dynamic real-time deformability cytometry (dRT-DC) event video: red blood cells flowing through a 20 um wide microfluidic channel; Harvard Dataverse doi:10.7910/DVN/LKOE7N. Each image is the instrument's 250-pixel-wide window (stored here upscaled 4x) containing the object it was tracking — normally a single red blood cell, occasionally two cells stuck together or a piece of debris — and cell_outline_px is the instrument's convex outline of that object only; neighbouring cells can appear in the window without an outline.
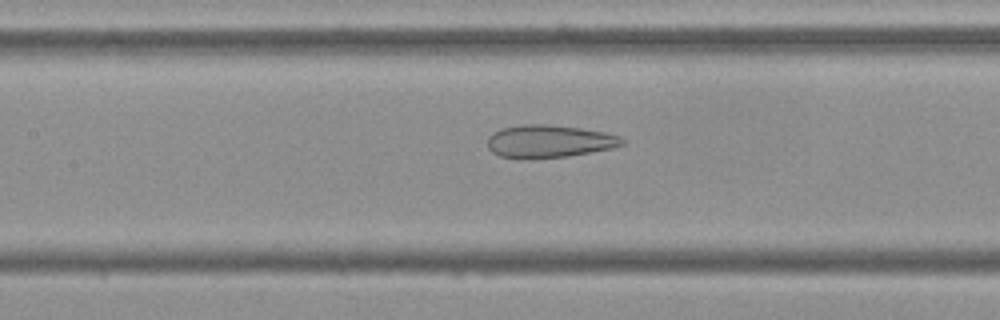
{"species": "Egyptian fruit bat (a non-hibernating species)", "species_latin": "Rousettus aegyptiacus", "temperature_condition": "cold", "stored_images_in_passage": 41, "camera_frame_rate_fps": 3000, "um_per_image_px": 0.085, "frame": {"image": 1, "passage_image": 11, "time_ms": 3.333, "image_size_px": [1000, 320], "cell_outline_px": [[628, 140], [624, 144], [612, 148], [568, 156], [532, 160], [500, 156], [492, 152], [488, 148], [488, 136], [492, 132], [500, 128], [524, 124], [548, 124], [580, 128], [604, 132], [620, 136]], "centroid_in_image_um": [46.66, 12.02], "position_along_channel_um": 160.7, "area_um2": 26.07}}
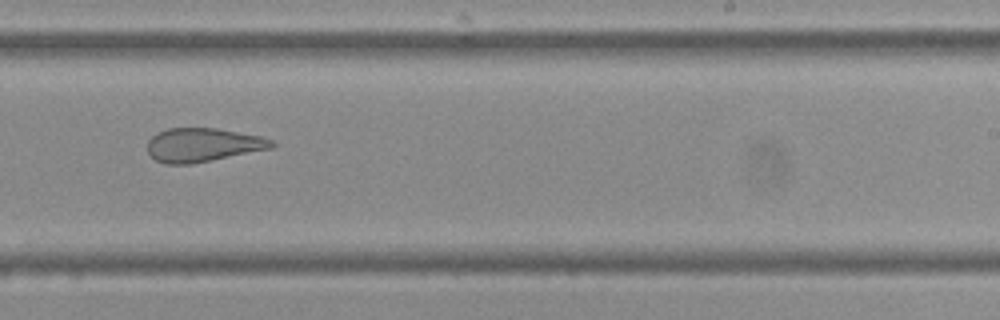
{"frame": {"image": 2, "passage_image": 20, "time_ms": 6.333, "image_size_px": [1000, 320], "cell_outline_px": [[276, 144], [272, 148], [192, 164], [164, 164], [156, 160], [148, 152], [148, 140], [156, 132], [168, 128], [216, 128], [260, 136], [272, 140]], "centroid_in_image_um": [17.22, 12.32], "position_along_channel_um": 271.8, "area_um2": 24.39}}
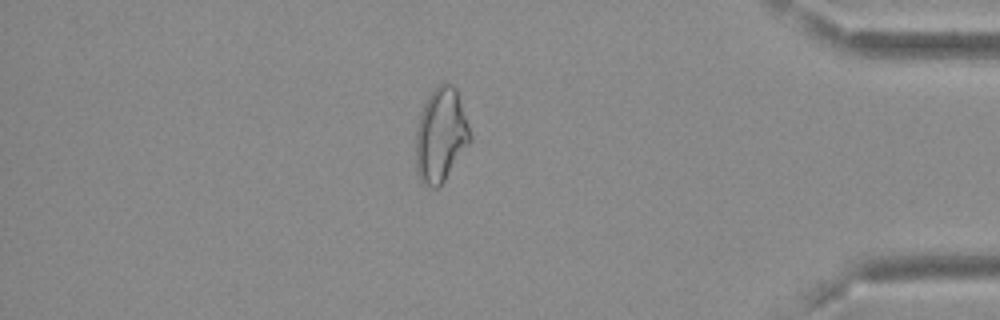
{"frame": {"image": 3, "passage_image": 33, "time_ms": 10.667, "image_size_px": [1000, 320], "cell_outline_px": [[472, 140], [440, 188], [432, 188], [424, 184], [420, 180], [416, 172], [416, 128], [420, 112], [428, 96], [444, 80], [452, 84], [456, 88], [472, 136]], "centroid_in_image_um": [37.47, 11.51], "position_along_channel_um": 397.7, "area_um2": 30.06}, "authors_computed_cell_mechanics": {"area_um2": 27.0504, "velocity_mm_per_s": 3.7141, "shape_relaxation_time_tau1_ms": null, "shape_relaxation_time_tau2_ms": 2.4901, "deformation_change_tau1": null, "deformation_change_tau2": 0.1192}}